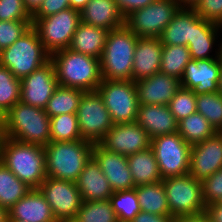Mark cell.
<instances>
[{"label":"cell","mask_w":222,"mask_h":222,"mask_svg":"<svg viewBox=\"0 0 222 222\" xmlns=\"http://www.w3.org/2000/svg\"><path fill=\"white\" fill-rule=\"evenodd\" d=\"M0 161L30 188L46 179L45 149L1 136Z\"/></svg>","instance_id":"obj_1"},{"label":"cell","mask_w":222,"mask_h":222,"mask_svg":"<svg viewBox=\"0 0 222 222\" xmlns=\"http://www.w3.org/2000/svg\"><path fill=\"white\" fill-rule=\"evenodd\" d=\"M2 136L45 147L50 142V117L44 109L17 102L1 124Z\"/></svg>","instance_id":"obj_2"},{"label":"cell","mask_w":222,"mask_h":222,"mask_svg":"<svg viewBox=\"0 0 222 222\" xmlns=\"http://www.w3.org/2000/svg\"><path fill=\"white\" fill-rule=\"evenodd\" d=\"M56 71L58 85L82 91H95L102 82L100 59L69 48L50 55Z\"/></svg>","instance_id":"obj_3"},{"label":"cell","mask_w":222,"mask_h":222,"mask_svg":"<svg viewBox=\"0 0 222 222\" xmlns=\"http://www.w3.org/2000/svg\"><path fill=\"white\" fill-rule=\"evenodd\" d=\"M94 144L83 139L49 142L45 147L46 176L76 182L92 157Z\"/></svg>","instance_id":"obj_4"},{"label":"cell","mask_w":222,"mask_h":222,"mask_svg":"<svg viewBox=\"0 0 222 222\" xmlns=\"http://www.w3.org/2000/svg\"><path fill=\"white\" fill-rule=\"evenodd\" d=\"M138 37L126 25L110 30L100 58L104 80H132L134 52Z\"/></svg>","instance_id":"obj_5"},{"label":"cell","mask_w":222,"mask_h":222,"mask_svg":"<svg viewBox=\"0 0 222 222\" xmlns=\"http://www.w3.org/2000/svg\"><path fill=\"white\" fill-rule=\"evenodd\" d=\"M49 60L50 54L44 49L33 26L11 46L0 52V65L9 69L20 80Z\"/></svg>","instance_id":"obj_6"},{"label":"cell","mask_w":222,"mask_h":222,"mask_svg":"<svg viewBox=\"0 0 222 222\" xmlns=\"http://www.w3.org/2000/svg\"><path fill=\"white\" fill-rule=\"evenodd\" d=\"M170 215L174 217L205 212L202 183L190 174L162 180Z\"/></svg>","instance_id":"obj_7"},{"label":"cell","mask_w":222,"mask_h":222,"mask_svg":"<svg viewBox=\"0 0 222 222\" xmlns=\"http://www.w3.org/2000/svg\"><path fill=\"white\" fill-rule=\"evenodd\" d=\"M81 22L80 11L68 8L44 18H32L44 49L51 55L67 49Z\"/></svg>","instance_id":"obj_8"},{"label":"cell","mask_w":222,"mask_h":222,"mask_svg":"<svg viewBox=\"0 0 222 222\" xmlns=\"http://www.w3.org/2000/svg\"><path fill=\"white\" fill-rule=\"evenodd\" d=\"M97 91L114 124L136 122L139 102L133 80L102 79Z\"/></svg>","instance_id":"obj_9"},{"label":"cell","mask_w":222,"mask_h":222,"mask_svg":"<svg viewBox=\"0 0 222 222\" xmlns=\"http://www.w3.org/2000/svg\"><path fill=\"white\" fill-rule=\"evenodd\" d=\"M162 179L189 174L191 145L178 132L151 139Z\"/></svg>","instance_id":"obj_10"},{"label":"cell","mask_w":222,"mask_h":222,"mask_svg":"<svg viewBox=\"0 0 222 222\" xmlns=\"http://www.w3.org/2000/svg\"><path fill=\"white\" fill-rule=\"evenodd\" d=\"M181 6L176 0H156L125 17V25L138 38L160 37Z\"/></svg>","instance_id":"obj_11"},{"label":"cell","mask_w":222,"mask_h":222,"mask_svg":"<svg viewBox=\"0 0 222 222\" xmlns=\"http://www.w3.org/2000/svg\"><path fill=\"white\" fill-rule=\"evenodd\" d=\"M76 114L82 139L93 144L99 143L114 125L97 90L83 93Z\"/></svg>","instance_id":"obj_12"},{"label":"cell","mask_w":222,"mask_h":222,"mask_svg":"<svg viewBox=\"0 0 222 222\" xmlns=\"http://www.w3.org/2000/svg\"><path fill=\"white\" fill-rule=\"evenodd\" d=\"M39 190L58 222H71L83 204V199L75 182L46 177Z\"/></svg>","instance_id":"obj_13"},{"label":"cell","mask_w":222,"mask_h":222,"mask_svg":"<svg viewBox=\"0 0 222 222\" xmlns=\"http://www.w3.org/2000/svg\"><path fill=\"white\" fill-rule=\"evenodd\" d=\"M58 86L53 62L49 60L21 80L20 101L24 104L45 109Z\"/></svg>","instance_id":"obj_14"},{"label":"cell","mask_w":222,"mask_h":222,"mask_svg":"<svg viewBox=\"0 0 222 222\" xmlns=\"http://www.w3.org/2000/svg\"><path fill=\"white\" fill-rule=\"evenodd\" d=\"M99 144L108 151L129 156L150 147L151 139L137 123L114 124Z\"/></svg>","instance_id":"obj_15"},{"label":"cell","mask_w":222,"mask_h":222,"mask_svg":"<svg viewBox=\"0 0 222 222\" xmlns=\"http://www.w3.org/2000/svg\"><path fill=\"white\" fill-rule=\"evenodd\" d=\"M222 169V132L191 146L189 174L202 182Z\"/></svg>","instance_id":"obj_16"},{"label":"cell","mask_w":222,"mask_h":222,"mask_svg":"<svg viewBox=\"0 0 222 222\" xmlns=\"http://www.w3.org/2000/svg\"><path fill=\"white\" fill-rule=\"evenodd\" d=\"M222 57L190 60L185 67L181 87L194 90L196 93L219 92Z\"/></svg>","instance_id":"obj_17"},{"label":"cell","mask_w":222,"mask_h":222,"mask_svg":"<svg viewBox=\"0 0 222 222\" xmlns=\"http://www.w3.org/2000/svg\"><path fill=\"white\" fill-rule=\"evenodd\" d=\"M92 157L99 164L113 192L135 188L127 156L108 151L96 143L92 150Z\"/></svg>","instance_id":"obj_18"},{"label":"cell","mask_w":222,"mask_h":222,"mask_svg":"<svg viewBox=\"0 0 222 222\" xmlns=\"http://www.w3.org/2000/svg\"><path fill=\"white\" fill-rule=\"evenodd\" d=\"M139 105H168L181 87L180 80L161 72L135 82Z\"/></svg>","instance_id":"obj_19"},{"label":"cell","mask_w":222,"mask_h":222,"mask_svg":"<svg viewBox=\"0 0 222 222\" xmlns=\"http://www.w3.org/2000/svg\"><path fill=\"white\" fill-rule=\"evenodd\" d=\"M222 26L198 17L195 20V36L187 47L192 60L221 57Z\"/></svg>","instance_id":"obj_20"},{"label":"cell","mask_w":222,"mask_h":222,"mask_svg":"<svg viewBox=\"0 0 222 222\" xmlns=\"http://www.w3.org/2000/svg\"><path fill=\"white\" fill-rule=\"evenodd\" d=\"M162 49L160 37L138 38L132 68L134 82L160 72Z\"/></svg>","instance_id":"obj_21"},{"label":"cell","mask_w":222,"mask_h":222,"mask_svg":"<svg viewBox=\"0 0 222 222\" xmlns=\"http://www.w3.org/2000/svg\"><path fill=\"white\" fill-rule=\"evenodd\" d=\"M8 214V220L58 222L39 188H32L8 210Z\"/></svg>","instance_id":"obj_22"},{"label":"cell","mask_w":222,"mask_h":222,"mask_svg":"<svg viewBox=\"0 0 222 222\" xmlns=\"http://www.w3.org/2000/svg\"><path fill=\"white\" fill-rule=\"evenodd\" d=\"M136 122L150 139L178 131V122L168 105H139Z\"/></svg>","instance_id":"obj_23"},{"label":"cell","mask_w":222,"mask_h":222,"mask_svg":"<svg viewBox=\"0 0 222 222\" xmlns=\"http://www.w3.org/2000/svg\"><path fill=\"white\" fill-rule=\"evenodd\" d=\"M80 17L82 23L109 31L125 25V17L115 0H89L80 11Z\"/></svg>","instance_id":"obj_24"},{"label":"cell","mask_w":222,"mask_h":222,"mask_svg":"<svg viewBox=\"0 0 222 222\" xmlns=\"http://www.w3.org/2000/svg\"><path fill=\"white\" fill-rule=\"evenodd\" d=\"M83 201L108 200L114 193L108 179L91 157L75 182Z\"/></svg>","instance_id":"obj_25"},{"label":"cell","mask_w":222,"mask_h":222,"mask_svg":"<svg viewBox=\"0 0 222 222\" xmlns=\"http://www.w3.org/2000/svg\"><path fill=\"white\" fill-rule=\"evenodd\" d=\"M198 17L193 7H180L160 36L162 45L187 46L194 39L195 20Z\"/></svg>","instance_id":"obj_26"},{"label":"cell","mask_w":222,"mask_h":222,"mask_svg":"<svg viewBox=\"0 0 222 222\" xmlns=\"http://www.w3.org/2000/svg\"><path fill=\"white\" fill-rule=\"evenodd\" d=\"M109 30L80 22L69 49L94 58H101Z\"/></svg>","instance_id":"obj_27"},{"label":"cell","mask_w":222,"mask_h":222,"mask_svg":"<svg viewBox=\"0 0 222 222\" xmlns=\"http://www.w3.org/2000/svg\"><path fill=\"white\" fill-rule=\"evenodd\" d=\"M134 185L153 184L162 181L154 151L151 147L127 156Z\"/></svg>","instance_id":"obj_28"},{"label":"cell","mask_w":222,"mask_h":222,"mask_svg":"<svg viewBox=\"0 0 222 222\" xmlns=\"http://www.w3.org/2000/svg\"><path fill=\"white\" fill-rule=\"evenodd\" d=\"M141 211L155 215H170L162 181L135 187Z\"/></svg>","instance_id":"obj_29"},{"label":"cell","mask_w":222,"mask_h":222,"mask_svg":"<svg viewBox=\"0 0 222 222\" xmlns=\"http://www.w3.org/2000/svg\"><path fill=\"white\" fill-rule=\"evenodd\" d=\"M84 92L58 85L44 110L50 118L60 114L77 113Z\"/></svg>","instance_id":"obj_30"},{"label":"cell","mask_w":222,"mask_h":222,"mask_svg":"<svg viewBox=\"0 0 222 222\" xmlns=\"http://www.w3.org/2000/svg\"><path fill=\"white\" fill-rule=\"evenodd\" d=\"M32 188L0 161V206L9 210Z\"/></svg>","instance_id":"obj_31"},{"label":"cell","mask_w":222,"mask_h":222,"mask_svg":"<svg viewBox=\"0 0 222 222\" xmlns=\"http://www.w3.org/2000/svg\"><path fill=\"white\" fill-rule=\"evenodd\" d=\"M177 132L191 146L217 133L210 122L197 111L178 122Z\"/></svg>","instance_id":"obj_32"},{"label":"cell","mask_w":222,"mask_h":222,"mask_svg":"<svg viewBox=\"0 0 222 222\" xmlns=\"http://www.w3.org/2000/svg\"><path fill=\"white\" fill-rule=\"evenodd\" d=\"M190 60V51L187 46L163 45L160 72L180 80Z\"/></svg>","instance_id":"obj_33"},{"label":"cell","mask_w":222,"mask_h":222,"mask_svg":"<svg viewBox=\"0 0 222 222\" xmlns=\"http://www.w3.org/2000/svg\"><path fill=\"white\" fill-rule=\"evenodd\" d=\"M71 222H119L110 200L83 201Z\"/></svg>","instance_id":"obj_34"},{"label":"cell","mask_w":222,"mask_h":222,"mask_svg":"<svg viewBox=\"0 0 222 222\" xmlns=\"http://www.w3.org/2000/svg\"><path fill=\"white\" fill-rule=\"evenodd\" d=\"M82 139L77 114H60L50 118V142Z\"/></svg>","instance_id":"obj_35"},{"label":"cell","mask_w":222,"mask_h":222,"mask_svg":"<svg viewBox=\"0 0 222 222\" xmlns=\"http://www.w3.org/2000/svg\"><path fill=\"white\" fill-rule=\"evenodd\" d=\"M196 111L202 114L217 132H222L221 93H196Z\"/></svg>","instance_id":"obj_36"},{"label":"cell","mask_w":222,"mask_h":222,"mask_svg":"<svg viewBox=\"0 0 222 222\" xmlns=\"http://www.w3.org/2000/svg\"><path fill=\"white\" fill-rule=\"evenodd\" d=\"M109 200L119 222H131L141 211L135 188L116 191Z\"/></svg>","instance_id":"obj_37"},{"label":"cell","mask_w":222,"mask_h":222,"mask_svg":"<svg viewBox=\"0 0 222 222\" xmlns=\"http://www.w3.org/2000/svg\"><path fill=\"white\" fill-rule=\"evenodd\" d=\"M21 80L0 65V110L6 114L20 101Z\"/></svg>","instance_id":"obj_38"},{"label":"cell","mask_w":222,"mask_h":222,"mask_svg":"<svg viewBox=\"0 0 222 222\" xmlns=\"http://www.w3.org/2000/svg\"><path fill=\"white\" fill-rule=\"evenodd\" d=\"M171 113L177 122L196 112V92L180 87L168 103Z\"/></svg>","instance_id":"obj_39"},{"label":"cell","mask_w":222,"mask_h":222,"mask_svg":"<svg viewBox=\"0 0 222 222\" xmlns=\"http://www.w3.org/2000/svg\"><path fill=\"white\" fill-rule=\"evenodd\" d=\"M32 27V20L0 21V52Z\"/></svg>","instance_id":"obj_40"},{"label":"cell","mask_w":222,"mask_h":222,"mask_svg":"<svg viewBox=\"0 0 222 222\" xmlns=\"http://www.w3.org/2000/svg\"><path fill=\"white\" fill-rule=\"evenodd\" d=\"M32 20L23 0H0V21Z\"/></svg>","instance_id":"obj_41"},{"label":"cell","mask_w":222,"mask_h":222,"mask_svg":"<svg viewBox=\"0 0 222 222\" xmlns=\"http://www.w3.org/2000/svg\"><path fill=\"white\" fill-rule=\"evenodd\" d=\"M201 183L205 205L220 202L222 199V169L216 171Z\"/></svg>","instance_id":"obj_42"},{"label":"cell","mask_w":222,"mask_h":222,"mask_svg":"<svg viewBox=\"0 0 222 222\" xmlns=\"http://www.w3.org/2000/svg\"><path fill=\"white\" fill-rule=\"evenodd\" d=\"M193 8L199 17L222 26V0H199Z\"/></svg>","instance_id":"obj_43"},{"label":"cell","mask_w":222,"mask_h":222,"mask_svg":"<svg viewBox=\"0 0 222 222\" xmlns=\"http://www.w3.org/2000/svg\"><path fill=\"white\" fill-rule=\"evenodd\" d=\"M68 8H71L69 0H43L39 9L32 15V18H44Z\"/></svg>","instance_id":"obj_44"},{"label":"cell","mask_w":222,"mask_h":222,"mask_svg":"<svg viewBox=\"0 0 222 222\" xmlns=\"http://www.w3.org/2000/svg\"><path fill=\"white\" fill-rule=\"evenodd\" d=\"M117 6L124 17L132 11L144 8L156 0H115Z\"/></svg>","instance_id":"obj_45"},{"label":"cell","mask_w":222,"mask_h":222,"mask_svg":"<svg viewBox=\"0 0 222 222\" xmlns=\"http://www.w3.org/2000/svg\"><path fill=\"white\" fill-rule=\"evenodd\" d=\"M131 222H173V217L140 211Z\"/></svg>","instance_id":"obj_46"},{"label":"cell","mask_w":222,"mask_h":222,"mask_svg":"<svg viewBox=\"0 0 222 222\" xmlns=\"http://www.w3.org/2000/svg\"><path fill=\"white\" fill-rule=\"evenodd\" d=\"M205 214L209 222H222V203L213 202L206 205Z\"/></svg>","instance_id":"obj_47"},{"label":"cell","mask_w":222,"mask_h":222,"mask_svg":"<svg viewBox=\"0 0 222 222\" xmlns=\"http://www.w3.org/2000/svg\"><path fill=\"white\" fill-rule=\"evenodd\" d=\"M173 222H202V213L197 215L174 217Z\"/></svg>","instance_id":"obj_48"},{"label":"cell","mask_w":222,"mask_h":222,"mask_svg":"<svg viewBox=\"0 0 222 222\" xmlns=\"http://www.w3.org/2000/svg\"><path fill=\"white\" fill-rule=\"evenodd\" d=\"M28 12L33 15L41 6L43 0H23Z\"/></svg>","instance_id":"obj_49"},{"label":"cell","mask_w":222,"mask_h":222,"mask_svg":"<svg viewBox=\"0 0 222 222\" xmlns=\"http://www.w3.org/2000/svg\"><path fill=\"white\" fill-rule=\"evenodd\" d=\"M88 2L89 0H69L70 7L78 11H81Z\"/></svg>","instance_id":"obj_50"},{"label":"cell","mask_w":222,"mask_h":222,"mask_svg":"<svg viewBox=\"0 0 222 222\" xmlns=\"http://www.w3.org/2000/svg\"><path fill=\"white\" fill-rule=\"evenodd\" d=\"M181 7H194L199 0H176Z\"/></svg>","instance_id":"obj_51"},{"label":"cell","mask_w":222,"mask_h":222,"mask_svg":"<svg viewBox=\"0 0 222 222\" xmlns=\"http://www.w3.org/2000/svg\"><path fill=\"white\" fill-rule=\"evenodd\" d=\"M8 218V210L0 206V222H8Z\"/></svg>","instance_id":"obj_52"},{"label":"cell","mask_w":222,"mask_h":222,"mask_svg":"<svg viewBox=\"0 0 222 222\" xmlns=\"http://www.w3.org/2000/svg\"><path fill=\"white\" fill-rule=\"evenodd\" d=\"M219 93L222 94V64H221V70H220Z\"/></svg>","instance_id":"obj_53"},{"label":"cell","mask_w":222,"mask_h":222,"mask_svg":"<svg viewBox=\"0 0 222 222\" xmlns=\"http://www.w3.org/2000/svg\"><path fill=\"white\" fill-rule=\"evenodd\" d=\"M5 114L0 110V125L4 122Z\"/></svg>","instance_id":"obj_54"},{"label":"cell","mask_w":222,"mask_h":222,"mask_svg":"<svg viewBox=\"0 0 222 222\" xmlns=\"http://www.w3.org/2000/svg\"><path fill=\"white\" fill-rule=\"evenodd\" d=\"M202 222H209L208 216L204 213H202Z\"/></svg>","instance_id":"obj_55"},{"label":"cell","mask_w":222,"mask_h":222,"mask_svg":"<svg viewBox=\"0 0 222 222\" xmlns=\"http://www.w3.org/2000/svg\"><path fill=\"white\" fill-rule=\"evenodd\" d=\"M8 222H26V221H21V220H8Z\"/></svg>","instance_id":"obj_56"},{"label":"cell","mask_w":222,"mask_h":222,"mask_svg":"<svg viewBox=\"0 0 222 222\" xmlns=\"http://www.w3.org/2000/svg\"><path fill=\"white\" fill-rule=\"evenodd\" d=\"M1 136H2V131H1V125H0V140H1Z\"/></svg>","instance_id":"obj_57"}]
</instances>
